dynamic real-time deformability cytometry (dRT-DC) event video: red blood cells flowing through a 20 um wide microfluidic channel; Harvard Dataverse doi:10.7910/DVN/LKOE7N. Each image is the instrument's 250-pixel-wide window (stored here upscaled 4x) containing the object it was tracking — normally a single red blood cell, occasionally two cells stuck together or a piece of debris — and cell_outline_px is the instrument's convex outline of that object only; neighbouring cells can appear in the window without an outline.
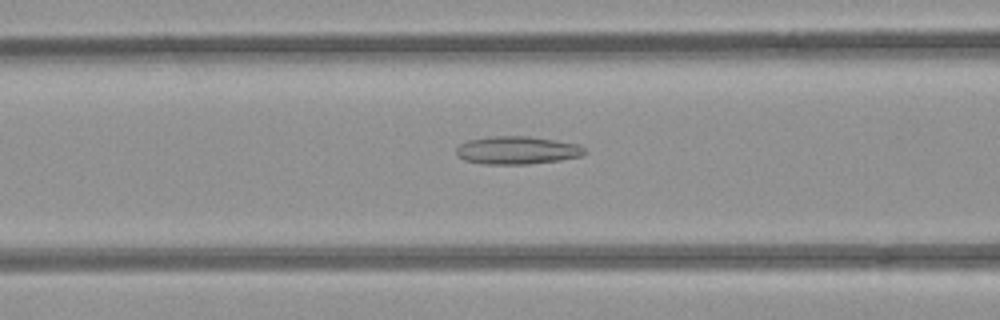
{"species": "common noctule bat (a hibernating species)", "species_latin": "Nyctalus noctula", "temperature_condition": "room temperature", "stored_images_in_passage": 51, "camera_frame_rate_fps": 3000, "um_per_image_px": 0.085, "animal": {"sex": "female", "body_mass_g": 21.9}, "frame": {"image": 1, "passage_image": 20, "time_ms": 6.333, "image_size_px": [1000, 320], "cell_outline_px": [[588, 152], [580, 156], [560, 160], [528, 164], [484, 164], [464, 160], [456, 156], [456, 148], [460, 144], [468, 140], [488, 136], [528, 136], [556, 140], [580, 144]], "centroid_in_image_um": [43.95, 12.77], "position_along_channel_um": 122.7, "area_um2": 21.1}}
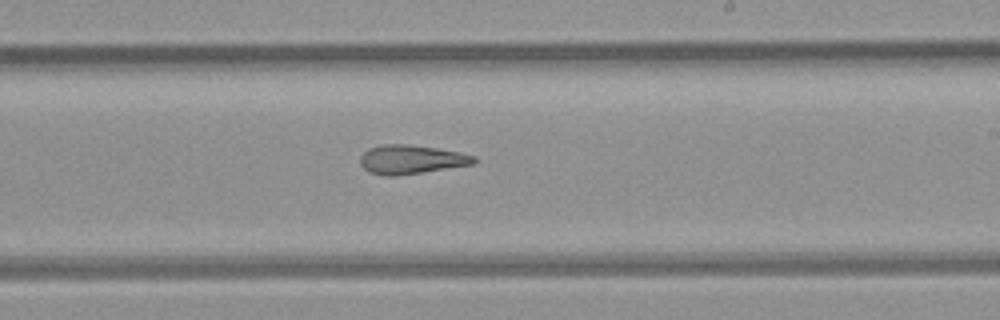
{"frame": {"image": 2, "passage_image": 30, "time_ms": 9.667, "image_size_px": [1000, 320], "cell_outline_px": [[476, 164], [396, 176], [384, 176], [368, 172], [360, 164], [360, 156], [368, 148], [384, 144], [408, 144], [436, 148], [460, 152], [476, 156]], "centroid_in_image_um": [34.95, 13.56], "position_along_channel_um": 254.0, "area_um2": 19.36}}
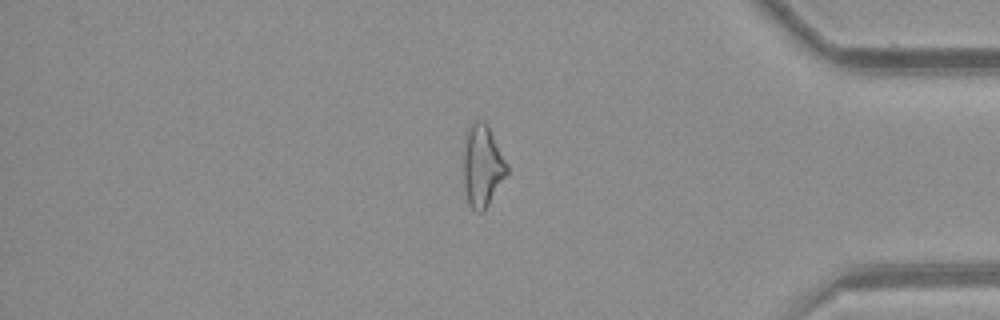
{"frame": {"image": 3, "passage_image": 43, "time_ms": 14.0, "image_size_px": [1000, 320], "cell_outline_px": [[508, 172], [484, 212], [476, 212], [468, 204], [464, 184], [464, 136], [472, 120], [484, 120], [488, 124], [508, 164]], "centroid_in_image_um": [41.0, 14.06], "position_along_channel_um": 394.2, "area_um2": 21.04}, "authors_computed_cell_mechanics": {"area_um2": 21.2704, "velocity_mm_per_s": 3.9384, "shape_relaxation_time_tau1_ms": null, "shape_relaxation_time_tau2_ms": 7.4434, "deformation_change_tau1": null, "deformation_change_tau2": 0.2118}}